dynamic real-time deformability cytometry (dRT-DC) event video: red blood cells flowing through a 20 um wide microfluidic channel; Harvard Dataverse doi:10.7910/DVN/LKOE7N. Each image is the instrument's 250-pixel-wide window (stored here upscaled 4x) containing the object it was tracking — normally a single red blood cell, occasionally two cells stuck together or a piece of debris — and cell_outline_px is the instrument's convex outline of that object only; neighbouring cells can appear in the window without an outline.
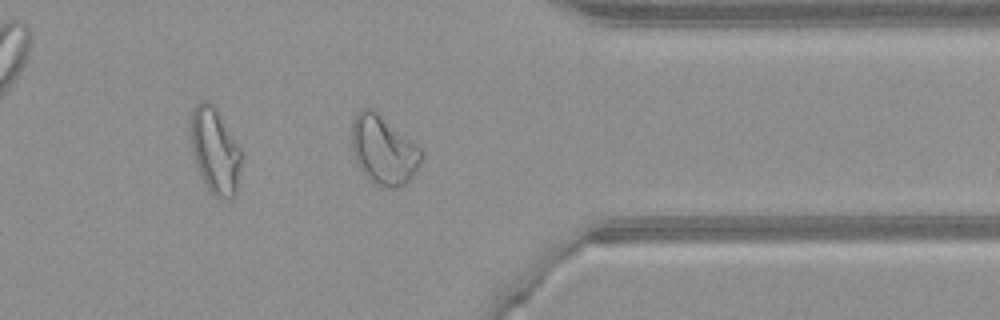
{"species": "common noctule bat (a hibernating species)", "species_latin": "Nyctalus noctula", "temperature_condition": "warm", "stored_images_in_passage": 40, "camera_frame_rate_fps": 3000, "um_per_image_px": 0.085, "animal": {"sex": "female", "body_mass_g": 21.9}, "frame": {"image": 1, "passage_image": 29, "time_ms": 9.333, "image_size_px": [1000, 320], "cell_outline_px": [[424, 156], [420, 164], [412, 176], [404, 184], [396, 188], [392, 188], [368, 180], [360, 168], [352, 152], [352, 120], [356, 112], [360, 108], [372, 108], [416, 144], [424, 152]], "centroid_in_image_um": [32.59, 12.73], "position_along_channel_um": 378.8, "area_um2": 27.74}}